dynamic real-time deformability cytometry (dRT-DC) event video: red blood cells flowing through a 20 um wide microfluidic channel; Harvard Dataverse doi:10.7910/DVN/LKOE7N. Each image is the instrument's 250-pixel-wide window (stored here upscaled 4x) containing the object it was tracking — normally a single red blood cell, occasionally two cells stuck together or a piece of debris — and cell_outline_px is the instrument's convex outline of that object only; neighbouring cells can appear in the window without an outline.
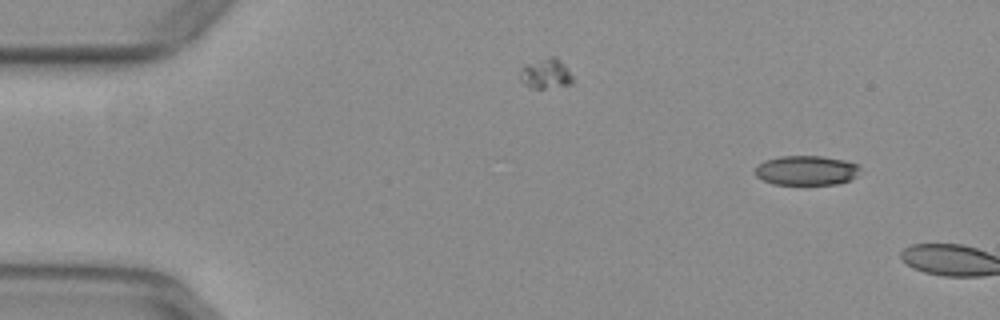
{"species": "common noctule bat (a hibernating species)", "species_latin": "Nyctalus noctula", "temperature_condition": "warm", "stored_images_in_passage": 3, "camera_frame_rate_fps": 3000, "um_per_image_px": 0.085, "animal": {"sex": "female", "body_mass_g": 29.2, "forearm_length_mm": 56.3}, "frame": {"image": 1, "passage_image": 1, "time_ms": 0.0, "image_size_px": [1000, 320], "cell_outline_px": [[860, 168], [856, 176], [848, 180], [836, 184], [772, 184], [756, 176], [756, 168], [764, 160], [780, 156], [820, 156], [844, 160], [856, 164]], "centroid_in_image_um": [68.53, 14.48], "position_along_channel_um": 16.5, "area_um2": 17.86}}